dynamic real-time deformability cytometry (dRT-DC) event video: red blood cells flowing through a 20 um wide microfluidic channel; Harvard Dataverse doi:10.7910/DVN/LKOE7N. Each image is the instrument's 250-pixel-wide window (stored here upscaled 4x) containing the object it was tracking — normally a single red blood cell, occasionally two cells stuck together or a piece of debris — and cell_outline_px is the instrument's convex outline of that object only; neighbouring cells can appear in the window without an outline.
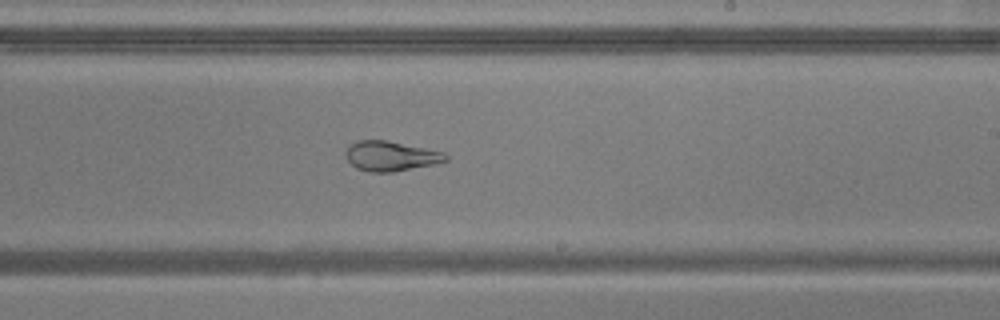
{"species": "common noctule bat (a hibernating species)", "species_latin": "Nyctalus noctula", "temperature_condition": "warm", "stored_images_in_passage": 52, "camera_frame_rate_fps": 3000, "um_per_image_px": 0.085, "animal": {"sex": "male", "body_mass_g": 20.5, "forearm_length_mm": 52.5}, "frame": {"image": 1, "passage_image": 30, "time_ms": 9.667, "image_size_px": [1000, 320], "cell_outline_px": [[448, 160], [436, 164], [392, 172], [368, 172], [356, 168], [348, 160], [344, 152], [356, 140], [388, 140], [444, 152], [448, 156]], "centroid_in_image_um": [33.23, 13.26], "position_along_channel_um": 255.8, "area_um2": 17.46}}
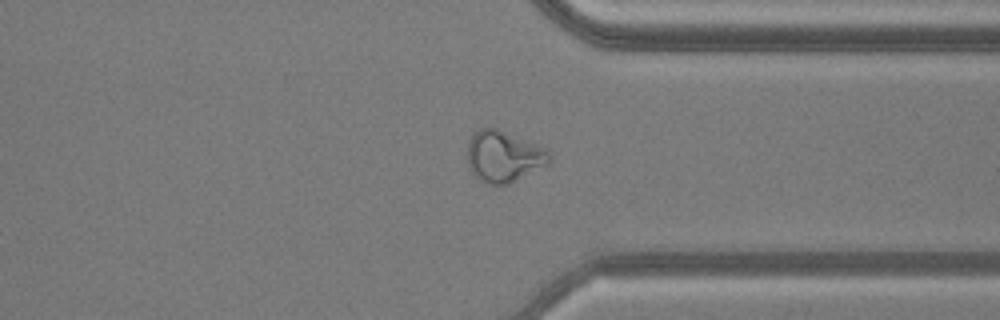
{"frame": {"image": 2, "passage_image": 39, "time_ms": 12.667, "image_size_px": [1000, 320], "cell_outline_px": [[552, 160], [548, 164], [508, 184], [492, 184], [480, 180], [472, 172], [468, 164], [468, 140], [480, 128], [496, 128], [548, 148]], "centroid_in_image_um": [42.84, 13.28], "position_along_channel_um": 368.6, "area_um2": 24.33}}
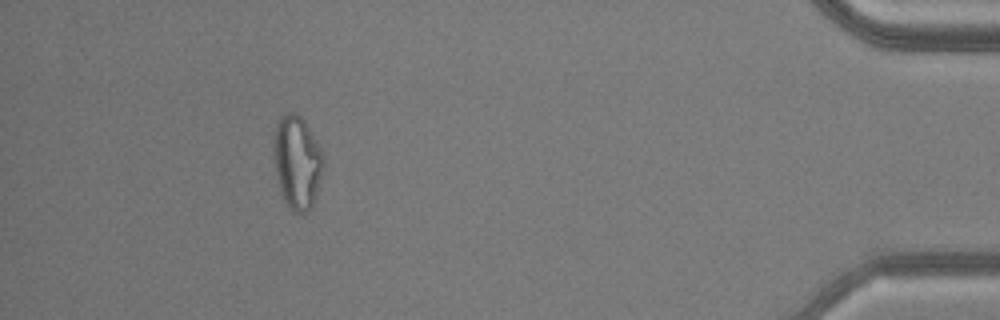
{"frame": {"image": 3, "passage_image": 47, "time_ms": 15.333, "image_size_px": [1000, 320], "cell_outline_px": [[324, 172], [312, 204], [308, 212], [296, 212], [284, 200], [280, 192], [276, 176], [276, 124], [288, 112], [296, 112], [300, 116], [316, 140], [324, 156]], "centroid_in_image_um": [25.31, 13.82], "position_along_channel_um": 409.9, "area_um2": 26.18}, "authors_computed_cell_mechanics": {"area_um2": 24.5072, "velocity_mm_per_s": 3.8459, "shape_relaxation_time_tau1_ms": null, "shape_relaxation_time_tau2_ms": 2.5303, "deformation_change_tau1": null, "deformation_change_tau2": 0.0798}}